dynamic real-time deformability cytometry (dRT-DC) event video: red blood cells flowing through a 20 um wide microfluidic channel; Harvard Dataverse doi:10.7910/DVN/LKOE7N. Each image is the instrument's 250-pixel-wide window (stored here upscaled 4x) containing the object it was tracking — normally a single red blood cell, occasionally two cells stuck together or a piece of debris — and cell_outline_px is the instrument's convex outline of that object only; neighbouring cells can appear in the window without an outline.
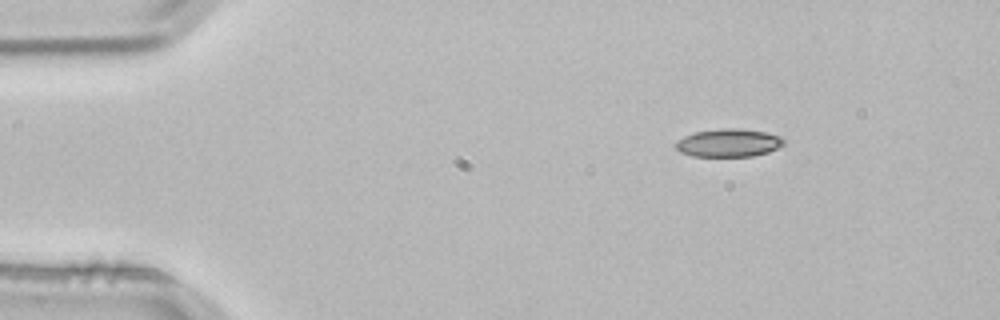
{"species": "common noctule bat (a hibernating species)", "species_latin": "Nyctalus noctula", "temperature_condition": "room temperature", "stored_images_in_passage": 3, "camera_frame_rate_fps": 3000, "um_per_image_px": 0.085, "animal": {"sex": "male", "body_mass_g": 21.5, "forearm_length_mm": 52.0}, "frame": {"image": 1, "passage_image": 1, "time_ms": 0.0, "image_size_px": [1000, 320], "cell_outline_px": [[784, 144], [768, 152], [752, 156], [692, 156], [680, 152], [676, 148], [676, 140], [684, 136], [696, 132], [724, 128], [740, 128], [764, 132], [780, 136], [784, 140]], "centroid_in_image_um": [61.91, 12.14], "position_along_channel_um": 23.1, "area_um2": 17.51}}
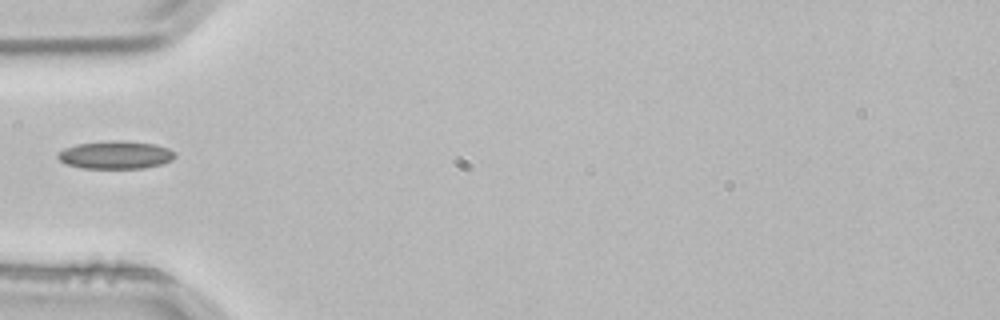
{"frame": {"image": 2, "passage_image": 3, "time_ms": 0.667, "image_size_px": [1000, 320], "cell_outline_px": [[176, 156], [172, 160], [160, 164], [144, 168], [80, 168], [68, 164], [60, 160], [56, 156], [64, 148], [76, 144], [108, 140], [124, 140], [156, 144], [168, 148]], "centroid_in_image_um": [9.82, 13.15], "position_along_channel_um": 75.2, "area_um2": 19.07}}